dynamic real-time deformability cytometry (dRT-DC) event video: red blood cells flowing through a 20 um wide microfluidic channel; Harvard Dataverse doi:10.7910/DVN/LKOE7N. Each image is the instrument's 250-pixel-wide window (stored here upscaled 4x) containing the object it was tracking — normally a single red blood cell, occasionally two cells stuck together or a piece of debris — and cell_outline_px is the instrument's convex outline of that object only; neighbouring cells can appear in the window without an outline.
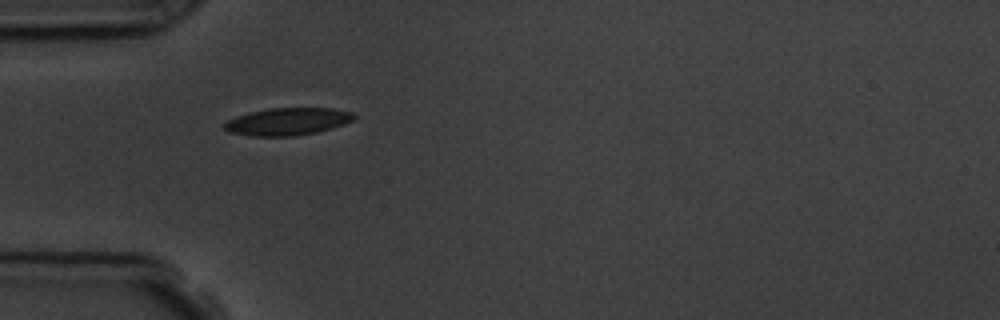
{"species": "common noctule bat (a hibernating species)", "species_latin": "Nyctalus noctula", "temperature_condition": "room temperature", "stored_images_in_passage": 5, "camera_frame_rate_fps": 3000, "um_per_image_px": 0.085, "animal": {"sex": "male", "body_mass_g": 19.5, "forearm_length_mm": 54.6}, "frame": {"image": 1, "passage_image": 1, "time_ms": 0.0, "image_size_px": [1000, 320], "cell_outline_px": [[356, 116], [352, 120], [344, 124], [332, 128], [316, 132], [292, 136], [252, 136], [228, 132], [224, 128], [224, 124], [228, 120], [236, 116], [268, 108], [332, 108], [352, 112]], "centroid_in_image_um": [24.44, 10.33], "position_along_channel_um": 60.6, "area_um2": 20.58}}